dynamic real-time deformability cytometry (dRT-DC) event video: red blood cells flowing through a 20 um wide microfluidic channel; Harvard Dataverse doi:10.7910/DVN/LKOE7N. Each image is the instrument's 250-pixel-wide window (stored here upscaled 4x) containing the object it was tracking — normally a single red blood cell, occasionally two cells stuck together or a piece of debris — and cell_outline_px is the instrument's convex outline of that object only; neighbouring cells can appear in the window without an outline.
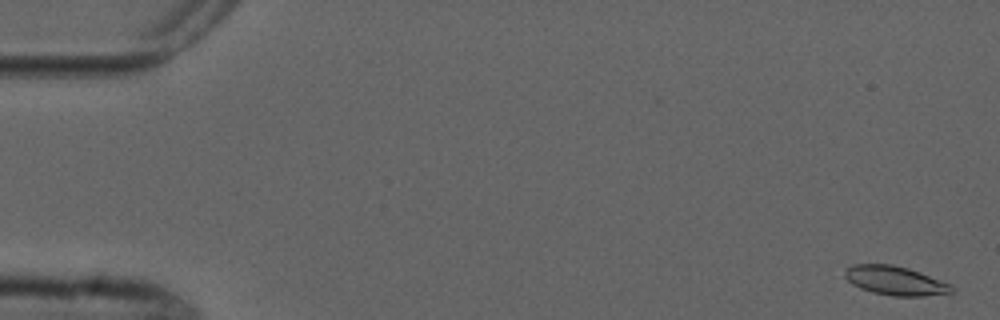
{"species": "common noctule bat (a hibernating species)", "species_latin": "Nyctalus noctula", "temperature_condition": "cold", "stored_images_in_passage": 5, "camera_frame_rate_fps": 3000, "um_per_image_px": 0.085, "animal": {"sex": "male", "forearm_length_mm": 52.5}, "frame": {"image": 1, "passage_image": 1, "time_ms": 0.0, "image_size_px": [1000, 320], "cell_outline_px": [[956, 292], [924, 296], [892, 296], [872, 292], [860, 288], [852, 284], [844, 276], [844, 268], [852, 264], [892, 264], [908, 268], [920, 272], [940, 280], [956, 288]], "centroid_in_image_um": [76.08, 23.85], "position_along_channel_um": 8.9, "area_um2": 18.21}}
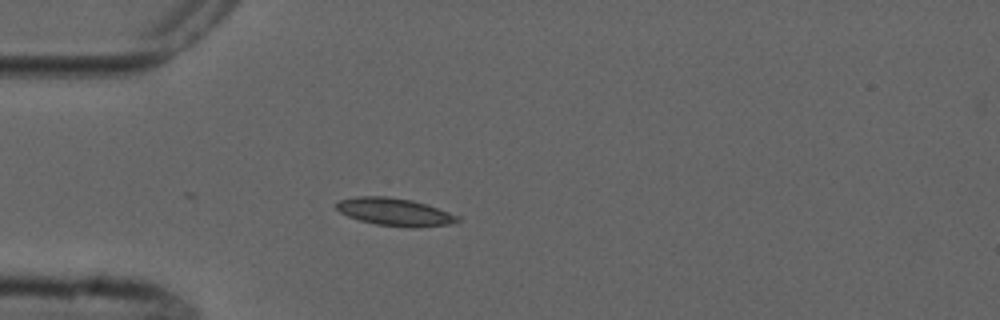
{"frame": {"image": 2, "passage_image": 5, "time_ms": 4.667, "image_size_px": [1000, 320], "cell_outline_px": [[460, 220], [448, 224], [416, 228], [412, 228], [376, 224], [360, 220], [348, 216], [340, 212], [332, 204], [340, 200], [356, 196], [388, 196], [412, 200], [460, 216]], "centroid_in_image_um": [33.5, 18.01], "position_along_channel_um": 51.5, "area_um2": 19.48}}